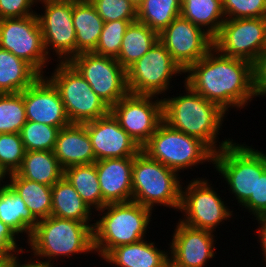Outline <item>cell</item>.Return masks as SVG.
Here are the masks:
<instances>
[{
  "label": "cell",
  "instance_id": "1",
  "mask_svg": "<svg viewBox=\"0 0 266 267\" xmlns=\"http://www.w3.org/2000/svg\"><path fill=\"white\" fill-rule=\"evenodd\" d=\"M184 79L194 92L226 112L244 108L255 97L252 63L225 56L214 47L185 71Z\"/></svg>",
  "mask_w": 266,
  "mask_h": 267
},
{
  "label": "cell",
  "instance_id": "2",
  "mask_svg": "<svg viewBox=\"0 0 266 267\" xmlns=\"http://www.w3.org/2000/svg\"><path fill=\"white\" fill-rule=\"evenodd\" d=\"M183 86L186 92L184 95L162 99L163 122L172 129L201 140L214 153L231 144L233 139L226 138L219 142L217 138L223 119L228 113L216 103L194 92L187 84L184 83Z\"/></svg>",
  "mask_w": 266,
  "mask_h": 267
},
{
  "label": "cell",
  "instance_id": "3",
  "mask_svg": "<svg viewBox=\"0 0 266 267\" xmlns=\"http://www.w3.org/2000/svg\"><path fill=\"white\" fill-rule=\"evenodd\" d=\"M213 166L228 184L239 206L256 217L257 177L266 170V153L232 142L214 153Z\"/></svg>",
  "mask_w": 266,
  "mask_h": 267
},
{
  "label": "cell",
  "instance_id": "4",
  "mask_svg": "<svg viewBox=\"0 0 266 267\" xmlns=\"http://www.w3.org/2000/svg\"><path fill=\"white\" fill-rule=\"evenodd\" d=\"M98 213L101 218L94 220L93 243L95 254L97 252L102 259L118 246L146 238L151 209L130 201L107 204Z\"/></svg>",
  "mask_w": 266,
  "mask_h": 267
},
{
  "label": "cell",
  "instance_id": "5",
  "mask_svg": "<svg viewBox=\"0 0 266 267\" xmlns=\"http://www.w3.org/2000/svg\"><path fill=\"white\" fill-rule=\"evenodd\" d=\"M93 226L94 223L85 224L51 215L38 221L26 243L32 249V255L50 263L61 256L69 258L75 254L95 253Z\"/></svg>",
  "mask_w": 266,
  "mask_h": 267
},
{
  "label": "cell",
  "instance_id": "6",
  "mask_svg": "<svg viewBox=\"0 0 266 267\" xmlns=\"http://www.w3.org/2000/svg\"><path fill=\"white\" fill-rule=\"evenodd\" d=\"M181 177L142 150L132 166V201L153 211L156 206L178 209L181 204Z\"/></svg>",
  "mask_w": 266,
  "mask_h": 267
},
{
  "label": "cell",
  "instance_id": "7",
  "mask_svg": "<svg viewBox=\"0 0 266 267\" xmlns=\"http://www.w3.org/2000/svg\"><path fill=\"white\" fill-rule=\"evenodd\" d=\"M141 150L178 174L206 161L214 162V152L204 142L172 129L165 122L158 126Z\"/></svg>",
  "mask_w": 266,
  "mask_h": 267
},
{
  "label": "cell",
  "instance_id": "8",
  "mask_svg": "<svg viewBox=\"0 0 266 267\" xmlns=\"http://www.w3.org/2000/svg\"><path fill=\"white\" fill-rule=\"evenodd\" d=\"M47 78L58 89L71 124L94 121L110 112V107L70 62H58Z\"/></svg>",
  "mask_w": 266,
  "mask_h": 267
},
{
  "label": "cell",
  "instance_id": "9",
  "mask_svg": "<svg viewBox=\"0 0 266 267\" xmlns=\"http://www.w3.org/2000/svg\"><path fill=\"white\" fill-rule=\"evenodd\" d=\"M185 74L169 51L158 40L127 70V86L131 94L158 96L167 93L173 76Z\"/></svg>",
  "mask_w": 266,
  "mask_h": 267
},
{
  "label": "cell",
  "instance_id": "10",
  "mask_svg": "<svg viewBox=\"0 0 266 267\" xmlns=\"http://www.w3.org/2000/svg\"><path fill=\"white\" fill-rule=\"evenodd\" d=\"M208 181L206 178H193L188 185L181 188L179 211L184 217L179 221L193 228L214 232L216 227L232 218L233 211H230L222 201L224 199Z\"/></svg>",
  "mask_w": 266,
  "mask_h": 267
},
{
  "label": "cell",
  "instance_id": "11",
  "mask_svg": "<svg viewBox=\"0 0 266 267\" xmlns=\"http://www.w3.org/2000/svg\"><path fill=\"white\" fill-rule=\"evenodd\" d=\"M0 48L30 64L41 76H44L43 69L52 59L46 53L36 14L0 19Z\"/></svg>",
  "mask_w": 266,
  "mask_h": 267
},
{
  "label": "cell",
  "instance_id": "12",
  "mask_svg": "<svg viewBox=\"0 0 266 267\" xmlns=\"http://www.w3.org/2000/svg\"><path fill=\"white\" fill-rule=\"evenodd\" d=\"M111 108L128 91L126 70L115 58L94 53H80L69 61Z\"/></svg>",
  "mask_w": 266,
  "mask_h": 267
},
{
  "label": "cell",
  "instance_id": "13",
  "mask_svg": "<svg viewBox=\"0 0 266 267\" xmlns=\"http://www.w3.org/2000/svg\"><path fill=\"white\" fill-rule=\"evenodd\" d=\"M128 93L110 108L119 125L142 148L163 122L162 97ZM155 99V100H154Z\"/></svg>",
  "mask_w": 266,
  "mask_h": 267
},
{
  "label": "cell",
  "instance_id": "14",
  "mask_svg": "<svg viewBox=\"0 0 266 267\" xmlns=\"http://www.w3.org/2000/svg\"><path fill=\"white\" fill-rule=\"evenodd\" d=\"M44 13H36L47 55L55 52L57 62L76 56V32L72 22V0H39Z\"/></svg>",
  "mask_w": 266,
  "mask_h": 267
},
{
  "label": "cell",
  "instance_id": "15",
  "mask_svg": "<svg viewBox=\"0 0 266 267\" xmlns=\"http://www.w3.org/2000/svg\"><path fill=\"white\" fill-rule=\"evenodd\" d=\"M266 46V18L226 19L213 38L221 54L253 63Z\"/></svg>",
  "mask_w": 266,
  "mask_h": 267
},
{
  "label": "cell",
  "instance_id": "16",
  "mask_svg": "<svg viewBox=\"0 0 266 267\" xmlns=\"http://www.w3.org/2000/svg\"><path fill=\"white\" fill-rule=\"evenodd\" d=\"M158 39L184 72L213 48V38L181 15L158 34Z\"/></svg>",
  "mask_w": 266,
  "mask_h": 267
},
{
  "label": "cell",
  "instance_id": "17",
  "mask_svg": "<svg viewBox=\"0 0 266 267\" xmlns=\"http://www.w3.org/2000/svg\"><path fill=\"white\" fill-rule=\"evenodd\" d=\"M172 235L169 260L179 267H205L215 257L214 232L197 229L178 221ZM208 261V262H207Z\"/></svg>",
  "mask_w": 266,
  "mask_h": 267
},
{
  "label": "cell",
  "instance_id": "18",
  "mask_svg": "<svg viewBox=\"0 0 266 267\" xmlns=\"http://www.w3.org/2000/svg\"><path fill=\"white\" fill-rule=\"evenodd\" d=\"M86 126L96 161L101 159L134 158L140 151L139 145L119 125L111 112Z\"/></svg>",
  "mask_w": 266,
  "mask_h": 267
},
{
  "label": "cell",
  "instance_id": "19",
  "mask_svg": "<svg viewBox=\"0 0 266 267\" xmlns=\"http://www.w3.org/2000/svg\"><path fill=\"white\" fill-rule=\"evenodd\" d=\"M22 96L28 121L51 125L59 129L71 124L58 89L46 76H40L22 91Z\"/></svg>",
  "mask_w": 266,
  "mask_h": 267
},
{
  "label": "cell",
  "instance_id": "20",
  "mask_svg": "<svg viewBox=\"0 0 266 267\" xmlns=\"http://www.w3.org/2000/svg\"><path fill=\"white\" fill-rule=\"evenodd\" d=\"M134 158L101 159L95 162L100 190L107 203L132 201Z\"/></svg>",
  "mask_w": 266,
  "mask_h": 267
},
{
  "label": "cell",
  "instance_id": "21",
  "mask_svg": "<svg viewBox=\"0 0 266 267\" xmlns=\"http://www.w3.org/2000/svg\"><path fill=\"white\" fill-rule=\"evenodd\" d=\"M54 155L62 169L96 162L93 147L84 124H70L57 135Z\"/></svg>",
  "mask_w": 266,
  "mask_h": 267
},
{
  "label": "cell",
  "instance_id": "22",
  "mask_svg": "<svg viewBox=\"0 0 266 267\" xmlns=\"http://www.w3.org/2000/svg\"><path fill=\"white\" fill-rule=\"evenodd\" d=\"M156 243L142 239L112 249L103 260L117 267H164L169 251L158 249Z\"/></svg>",
  "mask_w": 266,
  "mask_h": 267
},
{
  "label": "cell",
  "instance_id": "23",
  "mask_svg": "<svg viewBox=\"0 0 266 267\" xmlns=\"http://www.w3.org/2000/svg\"><path fill=\"white\" fill-rule=\"evenodd\" d=\"M72 22L76 32V55L93 52L105 22L89 0H72Z\"/></svg>",
  "mask_w": 266,
  "mask_h": 267
},
{
  "label": "cell",
  "instance_id": "24",
  "mask_svg": "<svg viewBox=\"0 0 266 267\" xmlns=\"http://www.w3.org/2000/svg\"><path fill=\"white\" fill-rule=\"evenodd\" d=\"M91 212L64 176L52 186V216L91 224Z\"/></svg>",
  "mask_w": 266,
  "mask_h": 267
},
{
  "label": "cell",
  "instance_id": "25",
  "mask_svg": "<svg viewBox=\"0 0 266 267\" xmlns=\"http://www.w3.org/2000/svg\"><path fill=\"white\" fill-rule=\"evenodd\" d=\"M40 76L30 64L0 48V94L22 92Z\"/></svg>",
  "mask_w": 266,
  "mask_h": 267
},
{
  "label": "cell",
  "instance_id": "26",
  "mask_svg": "<svg viewBox=\"0 0 266 267\" xmlns=\"http://www.w3.org/2000/svg\"><path fill=\"white\" fill-rule=\"evenodd\" d=\"M0 220L17 234L26 233L27 240L38 223L22 198L8 184L0 187Z\"/></svg>",
  "mask_w": 266,
  "mask_h": 267
},
{
  "label": "cell",
  "instance_id": "27",
  "mask_svg": "<svg viewBox=\"0 0 266 267\" xmlns=\"http://www.w3.org/2000/svg\"><path fill=\"white\" fill-rule=\"evenodd\" d=\"M8 177L7 184L22 198L38 221L51 216L52 187L22 178L16 172L8 174Z\"/></svg>",
  "mask_w": 266,
  "mask_h": 267
},
{
  "label": "cell",
  "instance_id": "28",
  "mask_svg": "<svg viewBox=\"0 0 266 267\" xmlns=\"http://www.w3.org/2000/svg\"><path fill=\"white\" fill-rule=\"evenodd\" d=\"M16 173L22 178L50 187L63 177V169L53 151H25Z\"/></svg>",
  "mask_w": 266,
  "mask_h": 267
},
{
  "label": "cell",
  "instance_id": "29",
  "mask_svg": "<svg viewBox=\"0 0 266 267\" xmlns=\"http://www.w3.org/2000/svg\"><path fill=\"white\" fill-rule=\"evenodd\" d=\"M158 33L139 21L130 23L123 36L118 58L119 64L127 70L146 54L158 41Z\"/></svg>",
  "mask_w": 266,
  "mask_h": 267
},
{
  "label": "cell",
  "instance_id": "30",
  "mask_svg": "<svg viewBox=\"0 0 266 267\" xmlns=\"http://www.w3.org/2000/svg\"><path fill=\"white\" fill-rule=\"evenodd\" d=\"M63 176L91 210L96 212L107 205L102 198L95 163L68 167L63 170Z\"/></svg>",
  "mask_w": 266,
  "mask_h": 267
},
{
  "label": "cell",
  "instance_id": "31",
  "mask_svg": "<svg viewBox=\"0 0 266 267\" xmlns=\"http://www.w3.org/2000/svg\"><path fill=\"white\" fill-rule=\"evenodd\" d=\"M180 15L203 29L212 38L218 34L226 20L222 0H181Z\"/></svg>",
  "mask_w": 266,
  "mask_h": 267
},
{
  "label": "cell",
  "instance_id": "32",
  "mask_svg": "<svg viewBox=\"0 0 266 267\" xmlns=\"http://www.w3.org/2000/svg\"><path fill=\"white\" fill-rule=\"evenodd\" d=\"M181 14V0H144L137 10V21L158 34Z\"/></svg>",
  "mask_w": 266,
  "mask_h": 267
},
{
  "label": "cell",
  "instance_id": "33",
  "mask_svg": "<svg viewBox=\"0 0 266 267\" xmlns=\"http://www.w3.org/2000/svg\"><path fill=\"white\" fill-rule=\"evenodd\" d=\"M26 121L22 92L0 94V134L19 133Z\"/></svg>",
  "mask_w": 266,
  "mask_h": 267
},
{
  "label": "cell",
  "instance_id": "34",
  "mask_svg": "<svg viewBox=\"0 0 266 267\" xmlns=\"http://www.w3.org/2000/svg\"><path fill=\"white\" fill-rule=\"evenodd\" d=\"M59 130L58 127L27 120L19 134L25 151H53Z\"/></svg>",
  "mask_w": 266,
  "mask_h": 267
},
{
  "label": "cell",
  "instance_id": "35",
  "mask_svg": "<svg viewBox=\"0 0 266 267\" xmlns=\"http://www.w3.org/2000/svg\"><path fill=\"white\" fill-rule=\"evenodd\" d=\"M135 21L137 20L105 22L97 46L92 53L117 59L126 29Z\"/></svg>",
  "mask_w": 266,
  "mask_h": 267
},
{
  "label": "cell",
  "instance_id": "36",
  "mask_svg": "<svg viewBox=\"0 0 266 267\" xmlns=\"http://www.w3.org/2000/svg\"><path fill=\"white\" fill-rule=\"evenodd\" d=\"M25 148L19 133L0 134V167L8 175L21 166Z\"/></svg>",
  "mask_w": 266,
  "mask_h": 267
},
{
  "label": "cell",
  "instance_id": "37",
  "mask_svg": "<svg viewBox=\"0 0 266 267\" xmlns=\"http://www.w3.org/2000/svg\"><path fill=\"white\" fill-rule=\"evenodd\" d=\"M104 22L137 20V9L129 0H89Z\"/></svg>",
  "mask_w": 266,
  "mask_h": 267
},
{
  "label": "cell",
  "instance_id": "38",
  "mask_svg": "<svg viewBox=\"0 0 266 267\" xmlns=\"http://www.w3.org/2000/svg\"><path fill=\"white\" fill-rule=\"evenodd\" d=\"M225 19L266 18V0H222Z\"/></svg>",
  "mask_w": 266,
  "mask_h": 267
},
{
  "label": "cell",
  "instance_id": "39",
  "mask_svg": "<svg viewBox=\"0 0 266 267\" xmlns=\"http://www.w3.org/2000/svg\"><path fill=\"white\" fill-rule=\"evenodd\" d=\"M38 0H0V19L23 18L36 14Z\"/></svg>",
  "mask_w": 266,
  "mask_h": 267
},
{
  "label": "cell",
  "instance_id": "40",
  "mask_svg": "<svg viewBox=\"0 0 266 267\" xmlns=\"http://www.w3.org/2000/svg\"><path fill=\"white\" fill-rule=\"evenodd\" d=\"M253 90L256 97H266V49L252 63Z\"/></svg>",
  "mask_w": 266,
  "mask_h": 267
},
{
  "label": "cell",
  "instance_id": "41",
  "mask_svg": "<svg viewBox=\"0 0 266 267\" xmlns=\"http://www.w3.org/2000/svg\"><path fill=\"white\" fill-rule=\"evenodd\" d=\"M19 236L20 235H18L13 229L0 220V253L6 259L11 257L14 253L24 249L22 246L18 247L19 245L17 241L20 238Z\"/></svg>",
  "mask_w": 266,
  "mask_h": 267
},
{
  "label": "cell",
  "instance_id": "42",
  "mask_svg": "<svg viewBox=\"0 0 266 267\" xmlns=\"http://www.w3.org/2000/svg\"><path fill=\"white\" fill-rule=\"evenodd\" d=\"M266 215V170L257 177L256 186V218Z\"/></svg>",
  "mask_w": 266,
  "mask_h": 267
},
{
  "label": "cell",
  "instance_id": "43",
  "mask_svg": "<svg viewBox=\"0 0 266 267\" xmlns=\"http://www.w3.org/2000/svg\"><path fill=\"white\" fill-rule=\"evenodd\" d=\"M24 250L18 251L16 253H14L11 257L8 258V267H54V260L52 263L47 262V261H42L40 260V258H37L34 256V258H36V260H33L34 258L30 257V260L27 262L25 260L24 264H21L22 261H19V254H25L23 253ZM33 260V261H32Z\"/></svg>",
  "mask_w": 266,
  "mask_h": 267
},
{
  "label": "cell",
  "instance_id": "44",
  "mask_svg": "<svg viewBox=\"0 0 266 267\" xmlns=\"http://www.w3.org/2000/svg\"><path fill=\"white\" fill-rule=\"evenodd\" d=\"M259 223V228L256 229L258 234V240L260 243L261 251L264 256V261L266 262V215L259 216L257 218H254Z\"/></svg>",
  "mask_w": 266,
  "mask_h": 267
},
{
  "label": "cell",
  "instance_id": "45",
  "mask_svg": "<svg viewBox=\"0 0 266 267\" xmlns=\"http://www.w3.org/2000/svg\"><path fill=\"white\" fill-rule=\"evenodd\" d=\"M8 175L4 172V170L0 167V187H2V185H5L7 182L3 181L6 179ZM5 182V183H4ZM4 183V184H2Z\"/></svg>",
  "mask_w": 266,
  "mask_h": 267
},
{
  "label": "cell",
  "instance_id": "46",
  "mask_svg": "<svg viewBox=\"0 0 266 267\" xmlns=\"http://www.w3.org/2000/svg\"><path fill=\"white\" fill-rule=\"evenodd\" d=\"M129 1L138 10V8L143 4L144 0H129Z\"/></svg>",
  "mask_w": 266,
  "mask_h": 267
},
{
  "label": "cell",
  "instance_id": "47",
  "mask_svg": "<svg viewBox=\"0 0 266 267\" xmlns=\"http://www.w3.org/2000/svg\"><path fill=\"white\" fill-rule=\"evenodd\" d=\"M7 259L0 253V267L6 263Z\"/></svg>",
  "mask_w": 266,
  "mask_h": 267
},
{
  "label": "cell",
  "instance_id": "48",
  "mask_svg": "<svg viewBox=\"0 0 266 267\" xmlns=\"http://www.w3.org/2000/svg\"><path fill=\"white\" fill-rule=\"evenodd\" d=\"M164 267H179V266L174 264L172 261L168 260Z\"/></svg>",
  "mask_w": 266,
  "mask_h": 267
},
{
  "label": "cell",
  "instance_id": "49",
  "mask_svg": "<svg viewBox=\"0 0 266 267\" xmlns=\"http://www.w3.org/2000/svg\"><path fill=\"white\" fill-rule=\"evenodd\" d=\"M2 267H8V259H7L6 263Z\"/></svg>",
  "mask_w": 266,
  "mask_h": 267
}]
</instances>
